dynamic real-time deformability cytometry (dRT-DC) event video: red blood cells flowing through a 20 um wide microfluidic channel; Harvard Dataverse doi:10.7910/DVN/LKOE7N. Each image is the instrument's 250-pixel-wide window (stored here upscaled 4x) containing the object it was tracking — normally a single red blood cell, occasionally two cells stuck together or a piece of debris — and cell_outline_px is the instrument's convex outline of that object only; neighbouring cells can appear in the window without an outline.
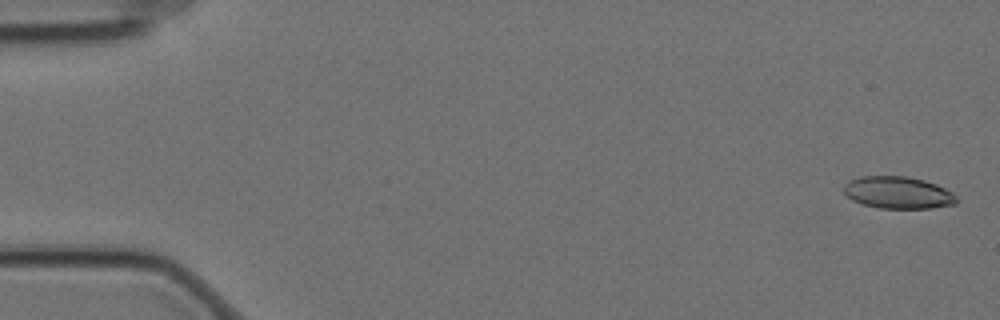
{"species": "Egyptian fruit bat (a non-hibernating species)", "species_latin": "Rousettus aegyptiacus", "temperature_condition": "cold", "stored_images_in_passage": 4, "camera_frame_rate_fps": 3000, "um_per_image_px": 0.085, "animal": {"sex": "female"}, "frame": {"image": 1, "passage_image": 1, "time_ms": 0.0, "image_size_px": [1000, 320], "cell_outline_px": [[960, 200], [956, 204], [932, 208], [880, 208], [864, 204], [852, 200], [844, 192], [844, 184], [848, 180], [860, 176], [908, 176], [924, 180], [936, 184], [952, 192]], "centroid_in_image_um": [76.35, 16.36], "position_along_channel_um": 8.6, "area_um2": 21.21}}